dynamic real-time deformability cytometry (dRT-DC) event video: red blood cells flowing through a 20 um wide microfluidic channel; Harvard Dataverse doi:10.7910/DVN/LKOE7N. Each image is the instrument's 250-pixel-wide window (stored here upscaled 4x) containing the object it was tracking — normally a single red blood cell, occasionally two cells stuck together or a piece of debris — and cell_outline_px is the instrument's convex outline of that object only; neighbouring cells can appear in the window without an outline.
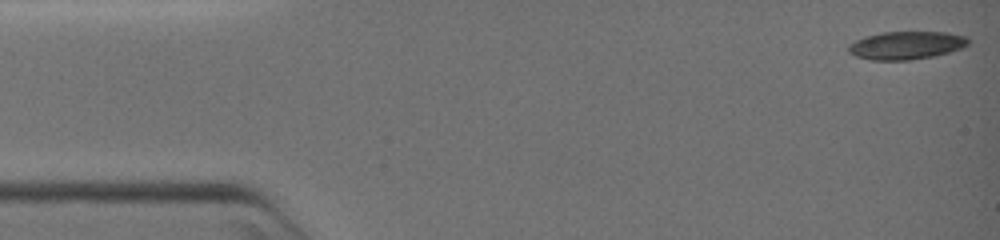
{"species": "common noctule bat (a hibernating species)", "species_latin": "Nyctalus noctula", "temperature_condition": "warm", "stored_images_in_passage": 69, "camera_frame_rate_fps": 3000, "um_per_image_px": 0.085, "animal": {"sex": "female", "body_mass_g": 19.0, "forearm_length_mm": 51.5}, "frame": {"image": 1, "passage_image": 1, "time_ms": 0.0, "image_size_px": [1000, 240], "cell_outline_px": [[968, 44], [960, 48], [948, 52], [932, 56], [908, 60], [872, 60], [856, 56], [848, 52], [848, 44], [864, 36], [884, 32], [948, 32], [968, 36]], "centroid_in_image_um": [77.01, 3.84], "position_along_channel_um": 8.0, "area_um2": 19.48}}
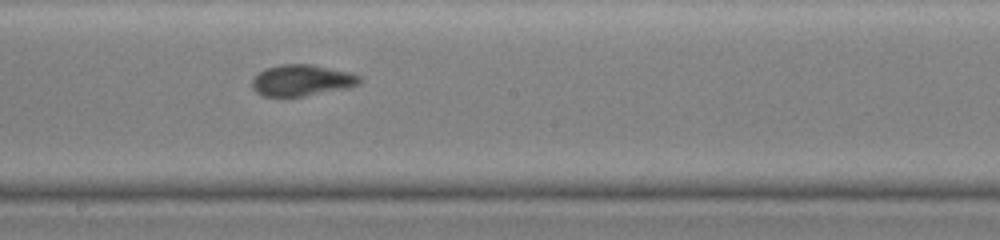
{"frame": {"image": 2, "passage_image": 40, "time_ms": 13.0, "image_size_px": [1000, 240], "cell_outline_px": [[360, 84], [348, 88], [304, 96], [264, 96], [256, 92], [252, 88], [252, 80], [260, 72], [268, 68], [280, 64], [312, 64], [348, 72], [360, 76]], "centroid_in_image_um": [25.66, 6.83], "position_along_channel_um": 222.5, "area_um2": 19.42}}
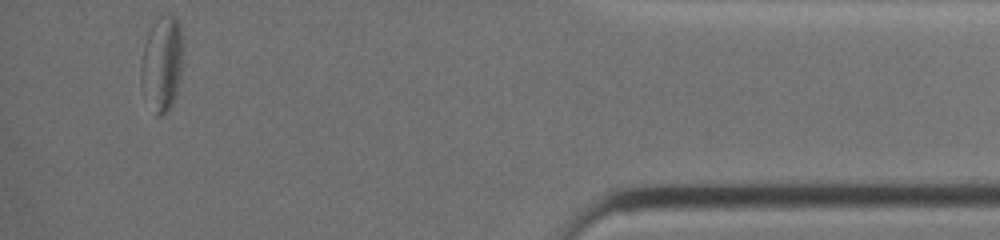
{"frame": {"image": 3, "passage_image": 69, "time_ms": 22.667, "image_size_px": [1000, 240], "cell_outline_px": [[184, 60], [180, 80], [176, 96], [172, 104], [160, 116], [156, 116], [140, 84], [140, 64], [144, 44], [148, 32], [152, 24], [164, 12], [172, 16], [180, 24]], "centroid_in_image_um": [13.78, 5.37], "position_along_channel_um": 421.4, "area_um2": 23.7}}